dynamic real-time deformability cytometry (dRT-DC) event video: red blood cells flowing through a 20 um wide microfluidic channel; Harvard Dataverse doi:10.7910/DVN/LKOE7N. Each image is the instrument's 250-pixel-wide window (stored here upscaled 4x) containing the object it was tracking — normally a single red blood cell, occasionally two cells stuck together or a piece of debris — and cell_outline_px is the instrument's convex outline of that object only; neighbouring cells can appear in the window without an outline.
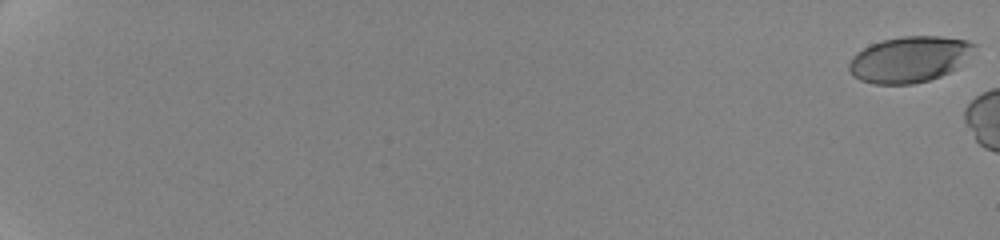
{"species": "human", "species_latin": "Homo sapiens", "temperature_condition": "cold", "stored_images_in_passage": 5, "camera_frame_rate_fps": 3000, "um_per_image_px": 0.085, "donor": {"sex": "female"}, "frame": {"image": 1, "passage_image": 1, "time_ms": 0.0, "image_size_px": [1000, 240], "cell_outline_px": [[976, 44], [956, 68], [940, 76], [928, 80], [912, 84], [872, 84], [860, 80], [852, 76], [848, 68], [848, 64], [852, 56], [856, 52], [872, 44], [884, 40], [900, 36], [940, 36], [968, 40]], "centroid_in_image_um": [77.22, 5.04], "position_along_channel_um": 7.8, "area_um2": 33.23}}